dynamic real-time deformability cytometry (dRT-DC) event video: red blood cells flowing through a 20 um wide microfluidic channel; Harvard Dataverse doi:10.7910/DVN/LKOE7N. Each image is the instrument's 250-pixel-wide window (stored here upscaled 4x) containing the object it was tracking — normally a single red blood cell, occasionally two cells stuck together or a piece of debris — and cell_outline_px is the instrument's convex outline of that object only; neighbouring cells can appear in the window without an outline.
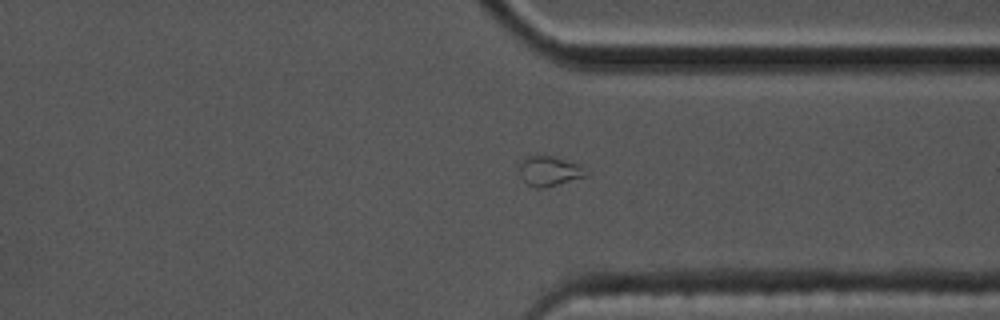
{"species": "common noctule bat (a hibernating species)", "species_latin": "Nyctalus noctula", "temperature_condition": "cold", "stored_images_in_passage": 42, "camera_frame_rate_fps": 3000, "um_per_image_px": 0.085, "animal": {"sex": "male", "body_mass_g": 17.5, "forearm_length_mm": 52.3}, "frame": {"image": 1, "passage_image": 28, "time_ms": 9.0, "image_size_px": [1000, 320], "cell_outline_px": [[588, 176], [544, 188], [536, 188], [528, 184], [520, 176], [520, 160], [528, 156], [552, 156], [580, 164], [588, 172]], "centroid_in_image_um": [46.72, 14.54], "position_along_channel_um": 364.7, "area_um2": 11.62}}
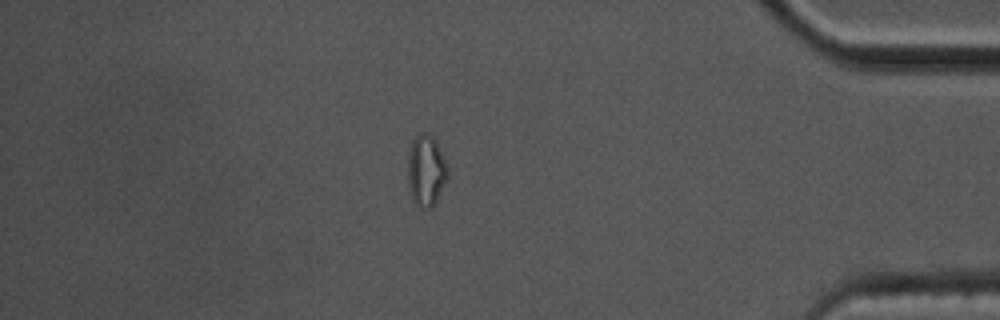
{"frame": {"image": 2, "passage_image": 34, "time_ms": 11.0, "image_size_px": [1000, 320], "cell_outline_px": [[448, 176], [432, 208], [420, 208], [412, 200], [408, 184], [408, 156], [412, 140], [420, 132], [428, 132], [436, 140], [448, 164]], "centroid_in_image_um": [36.22, 14.47], "position_along_channel_um": 399.0, "area_um2": 16.76}}
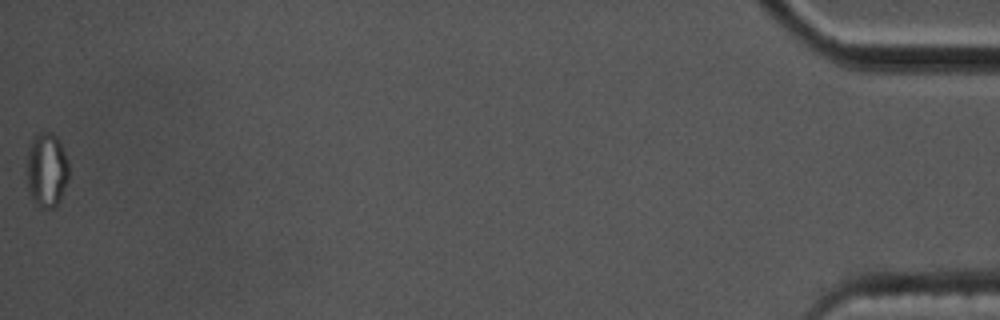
{"frame": {"image": 3, "passage_image": 42, "time_ms": 13.667, "image_size_px": [1000, 320], "cell_outline_px": [[68, 180], [56, 204], [52, 208], [40, 208], [28, 192], [28, 144], [40, 132], [52, 132], [60, 140], [68, 160]], "centroid_in_image_um": [3.98, 14.41], "position_along_channel_um": 431.2, "area_um2": 18.03}}